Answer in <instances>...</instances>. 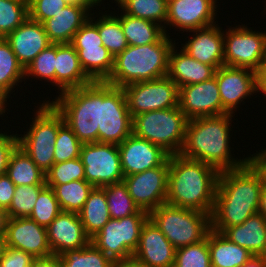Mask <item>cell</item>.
Wrapping results in <instances>:
<instances>
[{"label":"cell","instance_id":"cell-1","mask_svg":"<svg viewBox=\"0 0 266 267\" xmlns=\"http://www.w3.org/2000/svg\"><path fill=\"white\" fill-rule=\"evenodd\" d=\"M264 175L249 159L236 169L221 171L218 177L211 229L223 233L244 223L258 212Z\"/></svg>","mask_w":266,"mask_h":267},{"label":"cell","instance_id":"cell-2","mask_svg":"<svg viewBox=\"0 0 266 267\" xmlns=\"http://www.w3.org/2000/svg\"><path fill=\"white\" fill-rule=\"evenodd\" d=\"M219 173L204 162L170 155L166 203L211 215Z\"/></svg>","mask_w":266,"mask_h":267},{"label":"cell","instance_id":"cell-3","mask_svg":"<svg viewBox=\"0 0 266 267\" xmlns=\"http://www.w3.org/2000/svg\"><path fill=\"white\" fill-rule=\"evenodd\" d=\"M233 115L189 119L181 155L211 165L219 172L243 166L250 157L234 159L231 156L230 131Z\"/></svg>","mask_w":266,"mask_h":267},{"label":"cell","instance_id":"cell-4","mask_svg":"<svg viewBox=\"0 0 266 267\" xmlns=\"http://www.w3.org/2000/svg\"><path fill=\"white\" fill-rule=\"evenodd\" d=\"M173 45L169 34L156 43L128 45L114 57L112 72L105 82L122 88L127 84L167 76L168 57Z\"/></svg>","mask_w":266,"mask_h":267},{"label":"cell","instance_id":"cell-5","mask_svg":"<svg viewBox=\"0 0 266 267\" xmlns=\"http://www.w3.org/2000/svg\"><path fill=\"white\" fill-rule=\"evenodd\" d=\"M51 103L82 144L98 142L102 81L60 93Z\"/></svg>","mask_w":266,"mask_h":267},{"label":"cell","instance_id":"cell-6","mask_svg":"<svg viewBox=\"0 0 266 267\" xmlns=\"http://www.w3.org/2000/svg\"><path fill=\"white\" fill-rule=\"evenodd\" d=\"M188 120L179 106L144 112L133 117L132 133L161 147L169 155L180 154Z\"/></svg>","mask_w":266,"mask_h":267},{"label":"cell","instance_id":"cell-7","mask_svg":"<svg viewBox=\"0 0 266 267\" xmlns=\"http://www.w3.org/2000/svg\"><path fill=\"white\" fill-rule=\"evenodd\" d=\"M149 218L179 249L204 240L211 230V215L164 203L149 213Z\"/></svg>","mask_w":266,"mask_h":267},{"label":"cell","instance_id":"cell-8","mask_svg":"<svg viewBox=\"0 0 266 267\" xmlns=\"http://www.w3.org/2000/svg\"><path fill=\"white\" fill-rule=\"evenodd\" d=\"M26 134L18 136V146L45 174L54 165L55 143L59 128L65 123L62 114L48 101L40 104Z\"/></svg>","mask_w":266,"mask_h":267},{"label":"cell","instance_id":"cell-9","mask_svg":"<svg viewBox=\"0 0 266 267\" xmlns=\"http://www.w3.org/2000/svg\"><path fill=\"white\" fill-rule=\"evenodd\" d=\"M149 213L139 210L136 214L120 219H110L91 238V242L114 262L131 258L136 250L143 224Z\"/></svg>","mask_w":266,"mask_h":267},{"label":"cell","instance_id":"cell-10","mask_svg":"<svg viewBox=\"0 0 266 267\" xmlns=\"http://www.w3.org/2000/svg\"><path fill=\"white\" fill-rule=\"evenodd\" d=\"M132 125L123 88L102 81L98 142L119 145L132 134Z\"/></svg>","mask_w":266,"mask_h":267},{"label":"cell","instance_id":"cell-11","mask_svg":"<svg viewBox=\"0 0 266 267\" xmlns=\"http://www.w3.org/2000/svg\"><path fill=\"white\" fill-rule=\"evenodd\" d=\"M122 88L132 117L178 107L179 88L168 76L127 84Z\"/></svg>","mask_w":266,"mask_h":267},{"label":"cell","instance_id":"cell-12","mask_svg":"<svg viewBox=\"0 0 266 267\" xmlns=\"http://www.w3.org/2000/svg\"><path fill=\"white\" fill-rule=\"evenodd\" d=\"M85 169V180L93 187H103L124 179L118 145L110 143H86L80 157Z\"/></svg>","mask_w":266,"mask_h":267},{"label":"cell","instance_id":"cell-13","mask_svg":"<svg viewBox=\"0 0 266 267\" xmlns=\"http://www.w3.org/2000/svg\"><path fill=\"white\" fill-rule=\"evenodd\" d=\"M266 32H256L247 25L229 28L224 34V65L260 71L264 58Z\"/></svg>","mask_w":266,"mask_h":267},{"label":"cell","instance_id":"cell-14","mask_svg":"<svg viewBox=\"0 0 266 267\" xmlns=\"http://www.w3.org/2000/svg\"><path fill=\"white\" fill-rule=\"evenodd\" d=\"M169 175V158L158 167L125 176L128 193L139 209L150 213L166 203Z\"/></svg>","mask_w":266,"mask_h":267},{"label":"cell","instance_id":"cell-15","mask_svg":"<svg viewBox=\"0 0 266 267\" xmlns=\"http://www.w3.org/2000/svg\"><path fill=\"white\" fill-rule=\"evenodd\" d=\"M214 76L222 101V115L234 114L243 99L260 92L259 74L252 69L223 65L216 69Z\"/></svg>","mask_w":266,"mask_h":267},{"label":"cell","instance_id":"cell-16","mask_svg":"<svg viewBox=\"0 0 266 267\" xmlns=\"http://www.w3.org/2000/svg\"><path fill=\"white\" fill-rule=\"evenodd\" d=\"M178 106L188 119L222 115L216 77L180 87Z\"/></svg>","mask_w":266,"mask_h":267},{"label":"cell","instance_id":"cell-17","mask_svg":"<svg viewBox=\"0 0 266 267\" xmlns=\"http://www.w3.org/2000/svg\"><path fill=\"white\" fill-rule=\"evenodd\" d=\"M5 240L7 246L23 250L35 259L53 255L46 228L28 217L9 218Z\"/></svg>","mask_w":266,"mask_h":267},{"label":"cell","instance_id":"cell-18","mask_svg":"<svg viewBox=\"0 0 266 267\" xmlns=\"http://www.w3.org/2000/svg\"><path fill=\"white\" fill-rule=\"evenodd\" d=\"M217 0H168L166 25L191 31L216 24Z\"/></svg>","mask_w":266,"mask_h":267},{"label":"cell","instance_id":"cell-19","mask_svg":"<svg viewBox=\"0 0 266 267\" xmlns=\"http://www.w3.org/2000/svg\"><path fill=\"white\" fill-rule=\"evenodd\" d=\"M123 175L129 176L161 166L169 154L133 133L118 145Z\"/></svg>","mask_w":266,"mask_h":267},{"label":"cell","instance_id":"cell-20","mask_svg":"<svg viewBox=\"0 0 266 267\" xmlns=\"http://www.w3.org/2000/svg\"><path fill=\"white\" fill-rule=\"evenodd\" d=\"M175 247L148 218L140 232L139 243L132 257L149 267H174Z\"/></svg>","mask_w":266,"mask_h":267},{"label":"cell","instance_id":"cell-21","mask_svg":"<svg viewBox=\"0 0 266 267\" xmlns=\"http://www.w3.org/2000/svg\"><path fill=\"white\" fill-rule=\"evenodd\" d=\"M46 230L50 249L55 256L68 250L84 248L91 242L75 212L61 211Z\"/></svg>","mask_w":266,"mask_h":267},{"label":"cell","instance_id":"cell-22","mask_svg":"<svg viewBox=\"0 0 266 267\" xmlns=\"http://www.w3.org/2000/svg\"><path fill=\"white\" fill-rule=\"evenodd\" d=\"M5 39L10 44L20 65L25 69L32 60L52 43L42 23L29 17Z\"/></svg>","mask_w":266,"mask_h":267},{"label":"cell","instance_id":"cell-23","mask_svg":"<svg viewBox=\"0 0 266 267\" xmlns=\"http://www.w3.org/2000/svg\"><path fill=\"white\" fill-rule=\"evenodd\" d=\"M221 30L218 24L191 30L195 35L182 49L195 60L217 69L224 65V31Z\"/></svg>","mask_w":266,"mask_h":267},{"label":"cell","instance_id":"cell-24","mask_svg":"<svg viewBox=\"0 0 266 267\" xmlns=\"http://www.w3.org/2000/svg\"><path fill=\"white\" fill-rule=\"evenodd\" d=\"M93 82L83 70L71 43L56 44L55 85L63 93Z\"/></svg>","mask_w":266,"mask_h":267},{"label":"cell","instance_id":"cell-25","mask_svg":"<svg viewBox=\"0 0 266 267\" xmlns=\"http://www.w3.org/2000/svg\"><path fill=\"white\" fill-rule=\"evenodd\" d=\"M175 44L169 52L167 76L178 88L201 83L214 77L216 69L213 66L195 60L183 49L177 53Z\"/></svg>","mask_w":266,"mask_h":267},{"label":"cell","instance_id":"cell-26","mask_svg":"<svg viewBox=\"0 0 266 267\" xmlns=\"http://www.w3.org/2000/svg\"><path fill=\"white\" fill-rule=\"evenodd\" d=\"M87 6L68 5L54 17L42 22L48 39L53 44L71 43L75 33L89 19Z\"/></svg>","mask_w":266,"mask_h":267},{"label":"cell","instance_id":"cell-27","mask_svg":"<svg viewBox=\"0 0 266 267\" xmlns=\"http://www.w3.org/2000/svg\"><path fill=\"white\" fill-rule=\"evenodd\" d=\"M222 234L253 255L266 256V218L259 212L240 225L228 227Z\"/></svg>","mask_w":266,"mask_h":267},{"label":"cell","instance_id":"cell-28","mask_svg":"<svg viewBox=\"0 0 266 267\" xmlns=\"http://www.w3.org/2000/svg\"><path fill=\"white\" fill-rule=\"evenodd\" d=\"M208 246L212 267H241L253 255L212 229L208 233Z\"/></svg>","mask_w":266,"mask_h":267},{"label":"cell","instance_id":"cell-29","mask_svg":"<svg viewBox=\"0 0 266 267\" xmlns=\"http://www.w3.org/2000/svg\"><path fill=\"white\" fill-rule=\"evenodd\" d=\"M78 215L86 234L90 238L97 234L111 219L105 191L102 187H93Z\"/></svg>","mask_w":266,"mask_h":267},{"label":"cell","instance_id":"cell-30","mask_svg":"<svg viewBox=\"0 0 266 267\" xmlns=\"http://www.w3.org/2000/svg\"><path fill=\"white\" fill-rule=\"evenodd\" d=\"M123 13L116 16L120 22L128 45L142 46L159 42L166 34L164 28L150 20L135 18Z\"/></svg>","mask_w":266,"mask_h":267},{"label":"cell","instance_id":"cell-31","mask_svg":"<svg viewBox=\"0 0 266 267\" xmlns=\"http://www.w3.org/2000/svg\"><path fill=\"white\" fill-rule=\"evenodd\" d=\"M6 174L15 186L46 185L43 171L19 146L10 156Z\"/></svg>","mask_w":266,"mask_h":267},{"label":"cell","instance_id":"cell-32","mask_svg":"<svg viewBox=\"0 0 266 267\" xmlns=\"http://www.w3.org/2000/svg\"><path fill=\"white\" fill-rule=\"evenodd\" d=\"M22 79H26L24 68L18 62L8 41L0 38V101L4 105L12 89L22 82Z\"/></svg>","mask_w":266,"mask_h":267},{"label":"cell","instance_id":"cell-33","mask_svg":"<svg viewBox=\"0 0 266 267\" xmlns=\"http://www.w3.org/2000/svg\"><path fill=\"white\" fill-rule=\"evenodd\" d=\"M83 70L92 81H106L112 72L114 57L104 46L75 49Z\"/></svg>","mask_w":266,"mask_h":267},{"label":"cell","instance_id":"cell-34","mask_svg":"<svg viewBox=\"0 0 266 267\" xmlns=\"http://www.w3.org/2000/svg\"><path fill=\"white\" fill-rule=\"evenodd\" d=\"M54 190L59 206L64 212L78 213L88 198L93 186L86 180H75L64 184H46Z\"/></svg>","mask_w":266,"mask_h":267},{"label":"cell","instance_id":"cell-35","mask_svg":"<svg viewBox=\"0 0 266 267\" xmlns=\"http://www.w3.org/2000/svg\"><path fill=\"white\" fill-rule=\"evenodd\" d=\"M124 13L135 18H142L155 22L166 32L168 0H115ZM162 22H164L162 24Z\"/></svg>","mask_w":266,"mask_h":267},{"label":"cell","instance_id":"cell-36","mask_svg":"<svg viewBox=\"0 0 266 267\" xmlns=\"http://www.w3.org/2000/svg\"><path fill=\"white\" fill-rule=\"evenodd\" d=\"M101 14L102 16L95 21V18L91 17L93 14H90L89 20L94 22L93 24L98 28L99 36L102 39L103 46L109 50V52L115 57L121 53L124 49L128 47L121 22L113 14L110 15ZM94 19V20H93Z\"/></svg>","mask_w":266,"mask_h":267},{"label":"cell","instance_id":"cell-37","mask_svg":"<svg viewBox=\"0 0 266 267\" xmlns=\"http://www.w3.org/2000/svg\"><path fill=\"white\" fill-rule=\"evenodd\" d=\"M58 258L62 267H115V262L92 242L84 248L68 250Z\"/></svg>","mask_w":266,"mask_h":267},{"label":"cell","instance_id":"cell-38","mask_svg":"<svg viewBox=\"0 0 266 267\" xmlns=\"http://www.w3.org/2000/svg\"><path fill=\"white\" fill-rule=\"evenodd\" d=\"M105 191L110 217L120 219L136 214L140 209L128 193L124 182L102 187Z\"/></svg>","mask_w":266,"mask_h":267},{"label":"cell","instance_id":"cell-39","mask_svg":"<svg viewBox=\"0 0 266 267\" xmlns=\"http://www.w3.org/2000/svg\"><path fill=\"white\" fill-rule=\"evenodd\" d=\"M28 17V1L0 0V38L7 37Z\"/></svg>","mask_w":266,"mask_h":267},{"label":"cell","instance_id":"cell-40","mask_svg":"<svg viewBox=\"0 0 266 267\" xmlns=\"http://www.w3.org/2000/svg\"><path fill=\"white\" fill-rule=\"evenodd\" d=\"M46 185H21L15 187V192L7 213L9 218L29 217L40 191Z\"/></svg>","mask_w":266,"mask_h":267},{"label":"cell","instance_id":"cell-41","mask_svg":"<svg viewBox=\"0 0 266 267\" xmlns=\"http://www.w3.org/2000/svg\"><path fill=\"white\" fill-rule=\"evenodd\" d=\"M61 211L54 190L46 185L40 191L33 211L28 218L47 228Z\"/></svg>","mask_w":266,"mask_h":267},{"label":"cell","instance_id":"cell-42","mask_svg":"<svg viewBox=\"0 0 266 267\" xmlns=\"http://www.w3.org/2000/svg\"><path fill=\"white\" fill-rule=\"evenodd\" d=\"M174 267H212L208 235L198 243L176 249Z\"/></svg>","mask_w":266,"mask_h":267},{"label":"cell","instance_id":"cell-43","mask_svg":"<svg viewBox=\"0 0 266 267\" xmlns=\"http://www.w3.org/2000/svg\"><path fill=\"white\" fill-rule=\"evenodd\" d=\"M85 180V169L80 158L54 164L45 173L46 184H64Z\"/></svg>","mask_w":266,"mask_h":267},{"label":"cell","instance_id":"cell-44","mask_svg":"<svg viewBox=\"0 0 266 267\" xmlns=\"http://www.w3.org/2000/svg\"><path fill=\"white\" fill-rule=\"evenodd\" d=\"M55 59H56V44L49 45L41 51L32 62L24 69L25 77L34 76L40 81L45 79L55 84Z\"/></svg>","mask_w":266,"mask_h":267},{"label":"cell","instance_id":"cell-45","mask_svg":"<svg viewBox=\"0 0 266 267\" xmlns=\"http://www.w3.org/2000/svg\"><path fill=\"white\" fill-rule=\"evenodd\" d=\"M82 143L64 123L58 130L55 143L54 164L80 157Z\"/></svg>","mask_w":266,"mask_h":267},{"label":"cell","instance_id":"cell-46","mask_svg":"<svg viewBox=\"0 0 266 267\" xmlns=\"http://www.w3.org/2000/svg\"><path fill=\"white\" fill-rule=\"evenodd\" d=\"M68 5L65 0H28L29 18L42 23Z\"/></svg>","mask_w":266,"mask_h":267},{"label":"cell","instance_id":"cell-47","mask_svg":"<svg viewBox=\"0 0 266 267\" xmlns=\"http://www.w3.org/2000/svg\"><path fill=\"white\" fill-rule=\"evenodd\" d=\"M71 44L75 49H92L103 46L102 39L98 33V28L89 19L75 33Z\"/></svg>","mask_w":266,"mask_h":267},{"label":"cell","instance_id":"cell-48","mask_svg":"<svg viewBox=\"0 0 266 267\" xmlns=\"http://www.w3.org/2000/svg\"><path fill=\"white\" fill-rule=\"evenodd\" d=\"M34 259L23 250L7 246L0 260V267H31Z\"/></svg>","mask_w":266,"mask_h":267},{"label":"cell","instance_id":"cell-49","mask_svg":"<svg viewBox=\"0 0 266 267\" xmlns=\"http://www.w3.org/2000/svg\"><path fill=\"white\" fill-rule=\"evenodd\" d=\"M18 134L0 132V176L6 174L7 165L14 149L18 146Z\"/></svg>","mask_w":266,"mask_h":267},{"label":"cell","instance_id":"cell-50","mask_svg":"<svg viewBox=\"0 0 266 267\" xmlns=\"http://www.w3.org/2000/svg\"><path fill=\"white\" fill-rule=\"evenodd\" d=\"M15 185L7 176V174L0 176V208L8 210L15 192Z\"/></svg>","mask_w":266,"mask_h":267},{"label":"cell","instance_id":"cell-51","mask_svg":"<svg viewBox=\"0 0 266 267\" xmlns=\"http://www.w3.org/2000/svg\"><path fill=\"white\" fill-rule=\"evenodd\" d=\"M31 267H62L58 256L34 259Z\"/></svg>","mask_w":266,"mask_h":267},{"label":"cell","instance_id":"cell-52","mask_svg":"<svg viewBox=\"0 0 266 267\" xmlns=\"http://www.w3.org/2000/svg\"><path fill=\"white\" fill-rule=\"evenodd\" d=\"M251 156V161L261 170L266 180V149H262L261 152H257Z\"/></svg>","mask_w":266,"mask_h":267},{"label":"cell","instance_id":"cell-53","mask_svg":"<svg viewBox=\"0 0 266 267\" xmlns=\"http://www.w3.org/2000/svg\"><path fill=\"white\" fill-rule=\"evenodd\" d=\"M241 267H266V256L252 255Z\"/></svg>","mask_w":266,"mask_h":267},{"label":"cell","instance_id":"cell-54","mask_svg":"<svg viewBox=\"0 0 266 267\" xmlns=\"http://www.w3.org/2000/svg\"><path fill=\"white\" fill-rule=\"evenodd\" d=\"M115 267H149V266L139 262L134 257H131L128 259L115 262Z\"/></svg>","mask_w":266,"mask_h":267},{"label":"cell","instance_id":"cell-55","mask_svg":"<svg viewBox=\"0 0 266 267\" xmlns=\"http://www.w3.org/2000/svg\"><path fill=\"white\" fill-rule=\"evenodd\" d=\"M258 212L266 218V180L263 181L261 189Z\"/></svg>","mask_w":266,"mask_h":267},{"label":"cell","instance_id":"cell-56","mask_svg":"<svg viewBox=\"0 0 266 267\" xmlns=\"http://www.w3.org/2000/svg\"><path fill=\"white\" fill-rule=\"evenodd\" d=\"M69 5L87 6L90 10L100 5L101 0H65ZM99 3V4H98Z\"/></svg>","mask_w":266,"mask_h":267},{"label":"cell","instance_id":"cell-57","mask_svg":"<svg viewBox=\"0 0 266 267\" xmlns=\"http://www.w3.org/2000/svg\"><path fill=\"white\" fill-rule=\"evenodd\" d=\"M8 220L9 216L7 211L3 208H0V235H5Z\"/></svg>","mask_w":266,"mask_h":267},{"label":"cell","instance_id":"cell-58","mask_svg":"<svg viewBox=\"0 0 266 267\" xmlns=\"http://www.w3.org/2000/svg\"><path fill=\"white\" fill-rule=\"evenodd\" d=\"M6 247L7 245H6L5 235H0V260L4 255Z\"/></svg>","mask_w":266,"mask_h":267},{"label":"cell","instance_id":"cell-59","mask_svg":"<svg viewBox=\"0 0 266 267\" xmlns=\"http://www.w3.org/2000/svg\"><path fill=\"white\" fill-rule=\"evenodd\" d=\"M260 79V93H263L266 95V75H259Z\"/></svg>","mask_w":266,"mask_h":267},{"label":"cell","instance_id":"cell-60","mask_svg":"<svg viewBox=\"0 0 266 267\" xmlns=\"http://www.w3.org/2000/svg\"><path fill=\"white\" fill-rule=\"evenodd\" d=\"M258 74L259 75H266V42H265L264 58H263L262 66H261Z\"/></svg>","mask_w":266,"mask_h":267},{"label":"cell","instance_id":"cell-61","mask_svg":"<svg viewBox=\"0 0 266 267\" xmlns=\"http://www.w3.org/2000/svg\"><path fill=\"white\" fill-rule=\"evenodd\" d=\"M6 106L0 101V116L6 111Z\"/></svg>","mask_w":266,"mask_h":267}]
</instances>
